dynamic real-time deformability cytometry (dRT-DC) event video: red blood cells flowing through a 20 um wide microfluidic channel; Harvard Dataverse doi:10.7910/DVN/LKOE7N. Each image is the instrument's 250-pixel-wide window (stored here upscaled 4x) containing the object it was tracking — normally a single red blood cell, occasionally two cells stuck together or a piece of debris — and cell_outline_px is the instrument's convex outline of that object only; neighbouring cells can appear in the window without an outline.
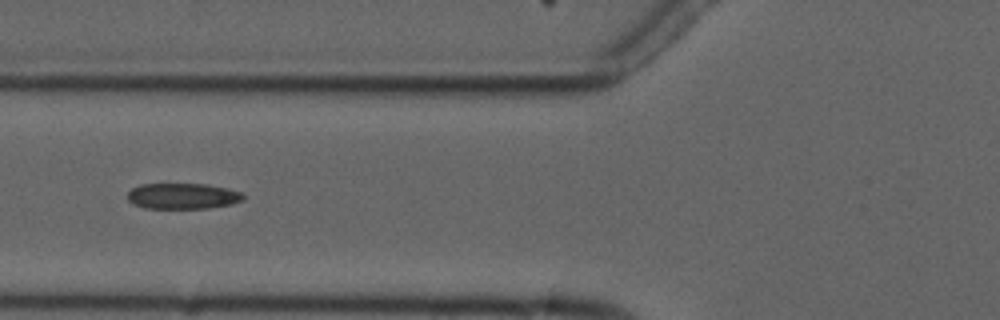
{"species": "common noctule bat (a hibernating species)", "species_latin": "Nyctalus noctula", "temperature_condition": "cold", "stored_images_in_passage": 2, "camera_frame_rate_fps": 3000, "um_per_image_px": 0.085, "animal": {"sex": "male", "forearm_length_mm": 52.5}, "frame": {"image": 1, "passage_image": 2, "time_ms": 1.0, "image_size_px": [1000, 320], "cell_outline_px": [[244, 200], [232, 204], [208, 208], [144, 208], [132, 204], [128, 200], [128, 192], [132, 188], [140, 184], [208, 184], [228, 188], [240, 192], [244, 196]], "centroid_in_image_um": [15.53, 16.66], "position_along_channel_um": 110.3, "area_um2": 17.51}}